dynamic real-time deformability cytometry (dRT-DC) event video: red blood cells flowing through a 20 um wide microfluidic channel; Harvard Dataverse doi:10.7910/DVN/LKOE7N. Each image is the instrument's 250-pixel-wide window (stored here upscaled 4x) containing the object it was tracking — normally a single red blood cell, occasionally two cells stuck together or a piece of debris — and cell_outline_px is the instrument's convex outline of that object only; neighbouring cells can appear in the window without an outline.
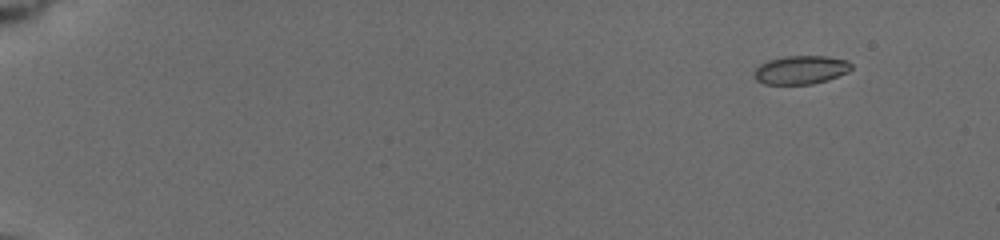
{"species": "common noctule bat (a hibernating species)", "species_latin": "Nyctalus noctula", "temperature_condition": "cold", "stored_images_in_passage": 13, "camera_frame_rate_fps": 3000, "um_per_image_px": 0.085, "animal": {"sex": "female", "body_mass_g": 19.5, "forearm_length_mm": 54.1}, "frame": {"image": 1, "passage_image": 2, "time_ms": 0.667, "image_size_px": [1000, 240], "cell_outline_px": [[852, 68], [848, 72], [828, 80], [812, 84], [764, 84], [756, 80], [756, 68], [760, 64], [768, 60], [784, 56], [824, 56], [848, 60], [852, 64]], "centroid_in_image_um": [68.1, 5.94], "position_along_channel_um": 16.9, "area_um2": 16.13}}
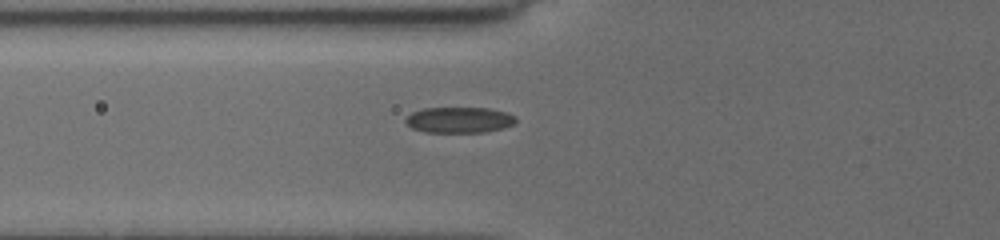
{"frame": {"image": 2, "passage_image": 11, "time_ms": 6.667, "image_size_px": [1000, 240], "cell_outline_px": [[516, 124], [504, 128], [484, 132], [424, 132], [412, 128], [404, 120], [412, 112], [424, 108], [488, 108], [508, 112], [516, 116]], "centroid_in_image_um": [39.08, 10.19], "position_along_channel_um": 86.7, "area_um2": 16.7}}
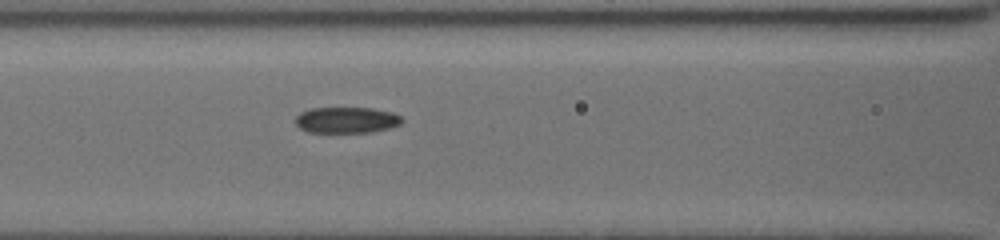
{"frame": {"image": 3, "passage_image": 13, "time_ms": 8.0, "image_size_px": [1000, 240], "cell_outline_px": [[404, 120], [400, 124], [388, 128], [372, 132], [308, 132], [300, 128], [296, 124], [296, 116], [300, 112], [308, 108], [372, 108], [392, 112], [400, 116]], "centroid_in_image_um": [29.44, 10.2], "position_along_channel_um": 137.2, "area_um2": 16.18}}